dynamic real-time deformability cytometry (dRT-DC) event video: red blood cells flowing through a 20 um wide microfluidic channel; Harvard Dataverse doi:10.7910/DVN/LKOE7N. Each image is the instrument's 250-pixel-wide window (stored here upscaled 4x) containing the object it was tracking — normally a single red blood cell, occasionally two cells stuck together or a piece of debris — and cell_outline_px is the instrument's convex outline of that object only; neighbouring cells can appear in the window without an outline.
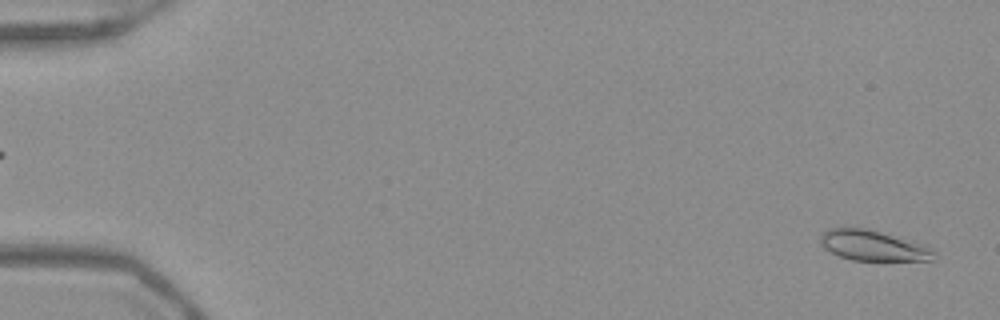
{"species": "Egyptian fruit bat (a non-hibernating species)", "species_latin": "Rousettus aegyptiacus", "temperature_condition": "warm", "stored_images_in_passage": 53, "camera_frame_rate_fps": 3000, "um_per_image_px": 0.085, "frame": {"image": 1, "passage_image": 2, "time_ms": 0.333, "image_size_px": [1000, 320], "cell_outline_px": [[936, 260], [852, 260], [840, 256], [824, 248], [820, 244], [820, 232], [828, 228], [868, 228], [924, 244], [932, 248], [936, 252]], "centroid_in_image_um": [74.22, 20.86], "position_along_channel_um": 10.8, "area_um2": 20.29}}
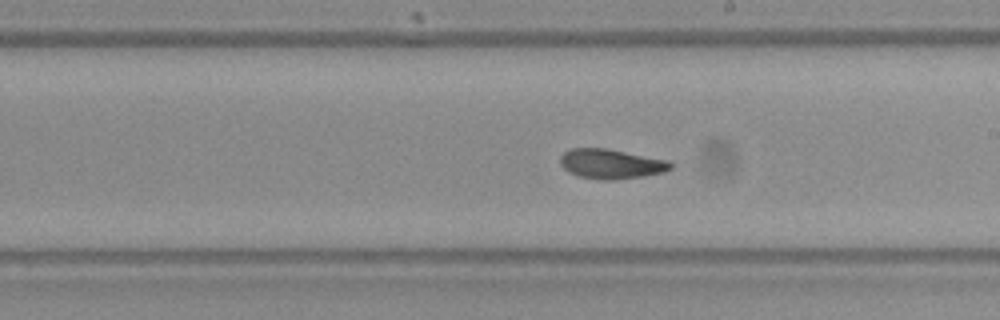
{"frame": {"image": 2, "passage_image": 31, "time_ms": 10.0, "image_size_px": [1000, 320], "cell_outline_px": [[672, 168], [664, 172], [644, 176], [612, 180], [604, 180], [580, 176], [568, 172], [560, 164], [560, 156], [564, 152], [572, 148], [608, 148], [668, 160], [672, 164]], "centroid_in_image_um": [51.94, 13.92], "position_along_channel_um": 237.1, "area_um2": 19.13}}
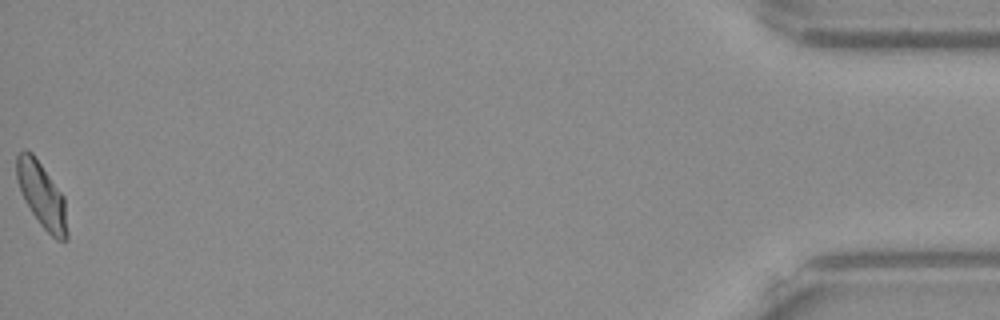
{"frame": {"image": 3, "passage_image": 53, "time_ms": 17.333, "image_size_px": [1000, 320], "cell_outline_px": [[68, 240], [56, 240], [40, 224], [24, 200], [16, 180], [16, 156], [24, 148], [32, 152], [64, 196], [68, 232]], "centroid_in_image_um": [3.55, 16.58], "position_along_channel_um": 431.7, "area_um2": 19.25}, "authors_computed_cell_mechanics": {"area_um2": 19.2474, "velocity_mm_per_s": 3.9164, "shape_relaxation_time_tau1_ms": 7.6656, "shape_relaxation_time_tau2_ms": 1.5856, "deformation_change_tau1": 0.1585, "deformation_change_tau2": 0.0652}}